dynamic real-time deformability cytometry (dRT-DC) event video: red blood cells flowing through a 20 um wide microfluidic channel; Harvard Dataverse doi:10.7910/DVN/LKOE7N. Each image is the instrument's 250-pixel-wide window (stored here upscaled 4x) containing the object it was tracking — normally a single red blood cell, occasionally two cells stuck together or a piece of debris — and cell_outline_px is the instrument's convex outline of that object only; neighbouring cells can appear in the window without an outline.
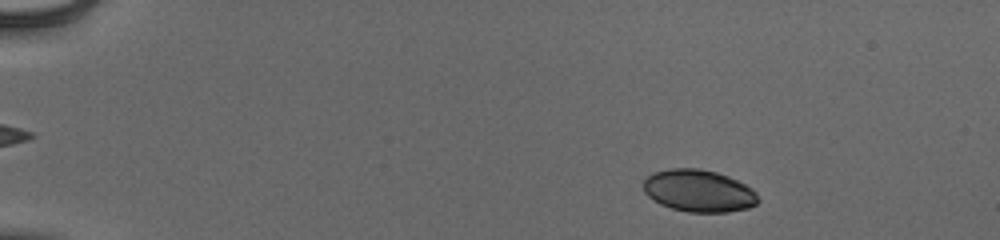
{"species": "human", "species_latin": "Homo sapiens", "temperature_condition": "cold", "stored_images_in_passage": 51, "camera_frame_rate_fps": 3000, "um_per_image_px": 0.085, "donor": {"sex": "male"}, "frame": {"image": 1, "passage_image": 6, "time_ms": 1.667, "image_size_px": [1000, 240], "cell_outline_px": [[760, 200], [756, 204], [748, 208], [728, 212], [688, 212], [672, 208], [660, 204], [648, 196], [644, 192], [644, 180], [652, 172], [672, 168], [700, 168], [716, 172], [728, 176], [752, 188], [756, 192]], "centroid_in_image_um": [59.4, 16.22], "position_along_channel_um": 25.6, "area_um2": 28.26}}
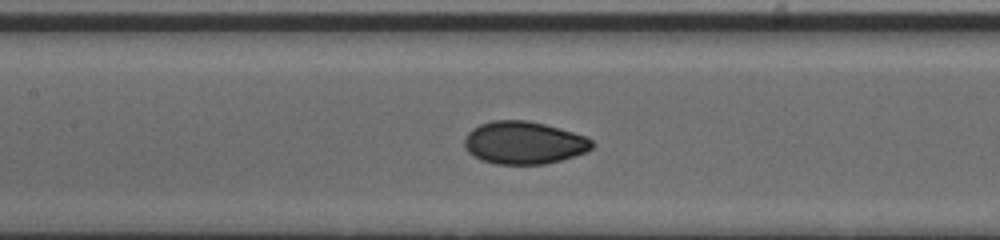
{"frame": {"image": 2, "passage_image": 25, "time_ms": 8.0, "image_size_px": [1000, 240], "cell_outline_px": [[596, 144], [588, 152], [560, 160], [544, 164], [496, 164], [480, 160], [472, 156], [464, 148], [464, 140], [468, 132], [472, 128], [480, 124], [492, 120], [528, 120], [544, 124], [588, 136]], "centroid_in_image_um": [44.54, 12.13], "position_along_channel_um": 162.9, "area_um2": 32.08}}
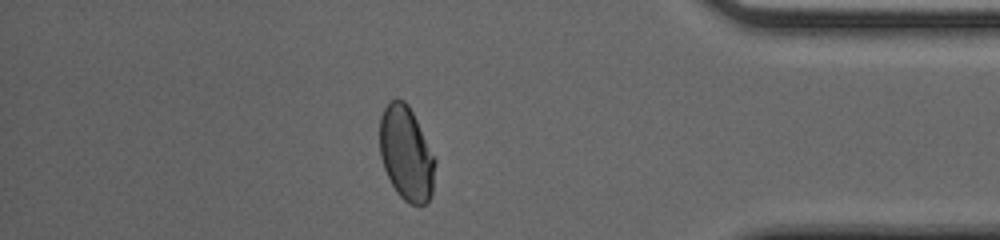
{"frame": {"image": 3, "passage_image": 45, "time_ms": 14.667, "image_size_px": [1000, 240], "cell_outline_px": [[436, 160], [432, 192], [428, 200], [424, 204], [412, 204], [404, 200], [396, 192], [384, 168], [380, 156], [380, 116], [384, 108], [392, 100], [404, 100], [408, 104]], "centroid_in_image_um": [34.52, 13.05], "position_along_channel_um": 400.7, "area_um2": 30.0}, "authors_computed_cell_mechanics": {"area_um2": 30.5184, "velocity_mm_per_s": 3.9427, "shape_relaxation_time_tau1_ms": 4.8837, "shape_relaxation_time_tau2_ms": 0.7429, "deformation_change_tau1": 0.1377, "deformation_change_tau2": 0.0394}}